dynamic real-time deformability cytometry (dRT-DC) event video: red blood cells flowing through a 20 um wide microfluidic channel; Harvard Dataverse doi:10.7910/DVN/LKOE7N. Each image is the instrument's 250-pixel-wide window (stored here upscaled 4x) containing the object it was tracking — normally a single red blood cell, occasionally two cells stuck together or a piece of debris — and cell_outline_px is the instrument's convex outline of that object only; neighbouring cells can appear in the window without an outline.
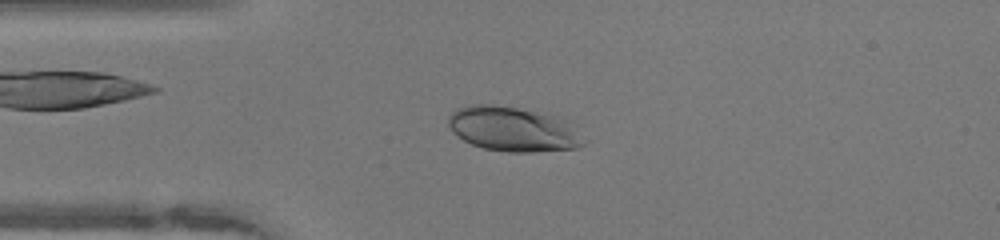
{"species": "human", "species_latin": "Homo sapiens", "temperature_condition": "warm", "stored_images_in_passage": 48, "camera_frame_rate_fps": 3000, "um_per_image_px": 0.085, "donor": {"sex": "female"}, "frame": {"image": 1, "passage_image": 11, "time_ms": 3.333, "image_size_px": [1000, 240], "cell_outline_px": [[592, 140], [588, 144], [580, 148], [532, 152], [508, 152], [484, 148], [472, 144], [464, 140], [452, 132], [448, 124], [448, 116], [456, 108], [468, 104], [492, 104], [548, 112], [564, 116], [580, 124]], "centroid_in_image_um": [43.86, 10.96], "position_along_channel_um": 41.1, "area_um2": 37.4}}
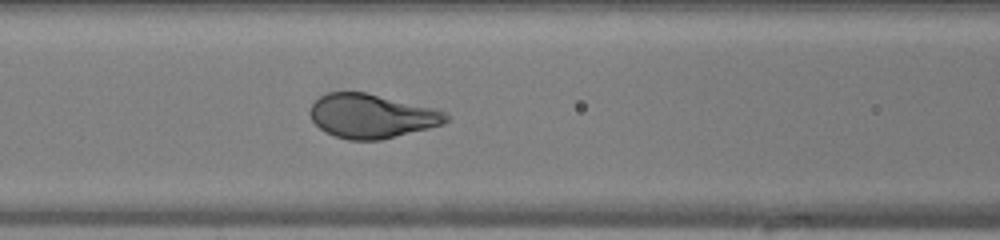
{"frame": {"image": 2, "passage_image": 19, "time_ms": 6.0, "image_size_px": [1000, 240], "cell_outline_px": [[452, 116], [444, 124], [380, 140], [348, 140], [336, 136], [320, 128], [312, 120], [308, 112], [312, 104], [320, 96], [328, 92], [364, 92], [432, 108], [448, 112]], "centroid_in_image_um": [31.59, 9.86], "position_along_channel_um": 135.0, "area_um2": 34.68}}
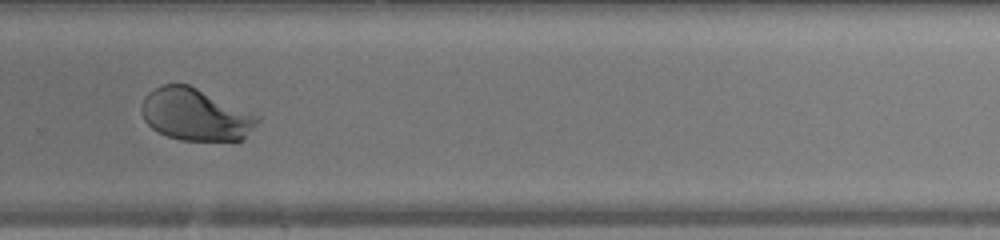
{"frame": {"image": 3, "passage_image": 32, "time_ms": 10.333, "image_size_px": [1000, 240], "cell_outline_px": [[260, 120], [244, 140], [180, 140], [168, 136], [152, 128], [144, 120], [140, 112], [140, 104], [144, 96], [148, 92], [160, 84], [188, 84], [260, 116]], "centroid_in_image_um": [16.59, 9.73], "position_along_channel_um": 313.2, "area_um2": 35.26}, "authors_computed_cell_mechanics": {"area_um2": 36.0094, "velocity_mm_per_s": 4.1272, "shape_relaxation_time_tau1_ms": 2.8696, "shape_relaxation_time_tau2_ms": null, "deformation_change_tau1": 0.1766, "deformation_change_tau2": null}}